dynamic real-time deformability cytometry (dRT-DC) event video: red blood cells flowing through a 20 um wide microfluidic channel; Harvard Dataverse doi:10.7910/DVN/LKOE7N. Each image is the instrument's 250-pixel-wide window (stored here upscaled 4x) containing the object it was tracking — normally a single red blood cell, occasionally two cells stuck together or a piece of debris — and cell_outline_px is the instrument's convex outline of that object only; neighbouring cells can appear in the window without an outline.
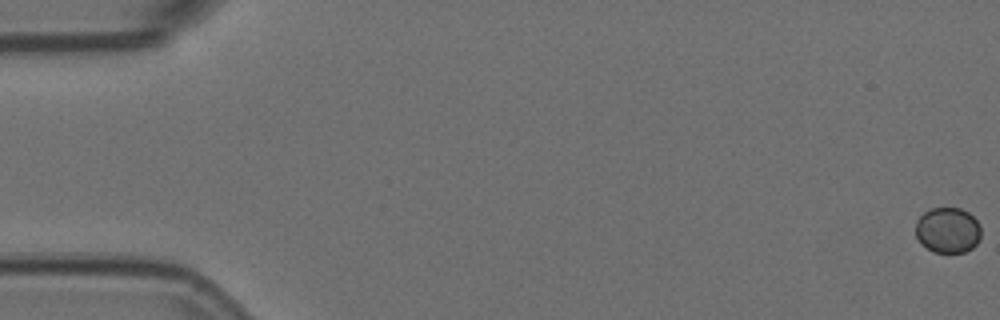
{"species": "Egyptian fruit bat (a non-hibernating species)", "species_latin": "Rousettus aegyptiacus", "temperature_condition": "room temperature", "stored_images_in_passage": 6, "camera_frame_rate_fps": 3000, "um_per_image_px": 0.085, "animal": {"sex": "female"}, "frame": {"image": 1, "passage_image": 1, "time_ms": 0.0, "image_size_px": [1000, 320], "cell_outline_px": [[980, 236], [976, 244], [972, 248], [964, 252], [932, 252], [920, 244], [916, 236], [916, 220], [924, 212], [932, 208], [960, 208], [968, 212], [980, 224]], "centroid_in_image_um": [80.54, 19.57], "position_along_channel_um": 4.5, "area_um2": 17.46}}
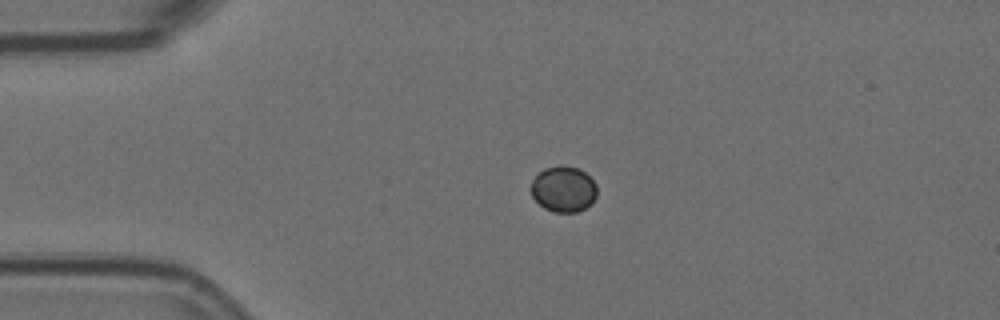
{"frame": {"image": 2, "passage_image": 5, "time_ms": 1.333, "image_size_px": [1000, 320], "cell_outline_px": [[596, 196], [592, 204], [576, 212], [552, 212], [544, 208], [532, 196], [532, 180], [544, 168], [560, 164], [564, 164], [580, 168], [596, 184]], "centroid_in_image_um": [47.91, 16.05], "position_along_channel_um": 37.1, "area_um2": 17.69}}